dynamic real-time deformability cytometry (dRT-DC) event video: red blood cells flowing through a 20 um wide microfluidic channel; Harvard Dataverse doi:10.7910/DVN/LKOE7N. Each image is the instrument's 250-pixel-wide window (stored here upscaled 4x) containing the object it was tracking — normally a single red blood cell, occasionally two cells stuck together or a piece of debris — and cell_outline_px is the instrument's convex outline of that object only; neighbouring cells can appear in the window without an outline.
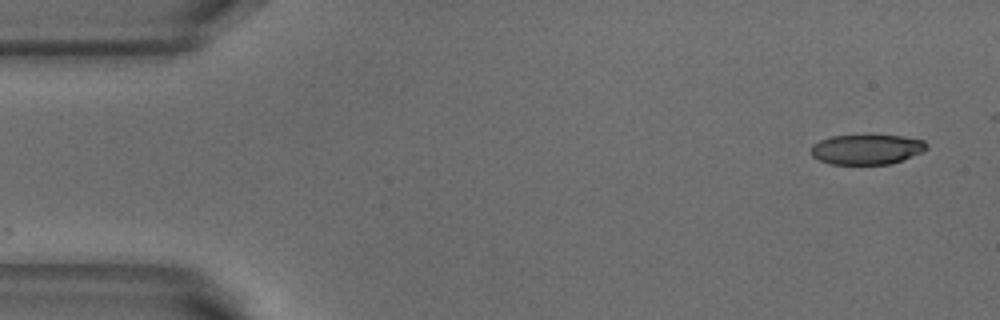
{"species": "common noctule bat (a hibernating species)", "species_latin": "Nyctalus noctula", "temperature_condition": "warm", "stored_images_in_passage": 17, "camera_frame_rate_fps": 3000, "um_per_image_px": 0.085, "animal": {"sex": "male", "body_mass_g": 18.8}, "frame": {"image": 1, "passage_image": 1, "time_ms": 0.0, "image_size_px": [1000, 320], "cell_outline_px": [[928, 148], [920, 152], [900, 160], [888, 164], [828, 164], [812, 156], [808, 152], [812, 144], [820, 140], [832, 136], [900, 136], [924, 140], [928, 144]], "centroid_in_image_um": [73.6, 12.7], "position_along_channel_um": 11.4, "area_um2": 20.0}}
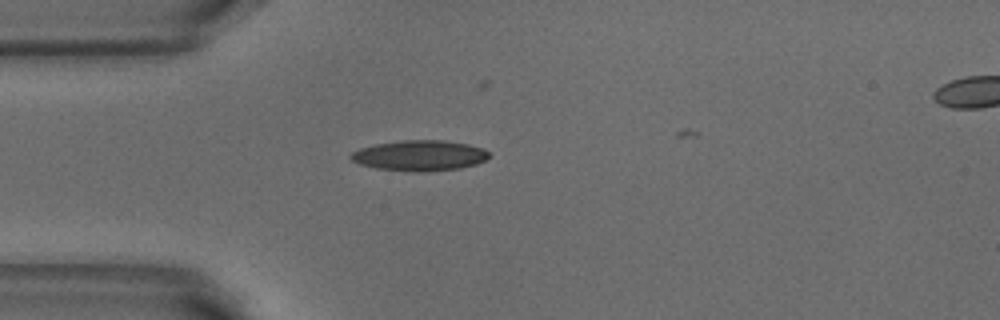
{"frame": {"image": 2, "passage_image": 12, "time_ms": 3.667, "image_size_px": [1000, 320], "cell_outline_px": [[492, 156], [476, 164], [460, 168], [428, 172], [412, 172], [376, 168], [360, 164], [352, 160], [348, 156], [352, 152], [360, 148], [376, 144], [400, 140], [444, 140], [468, 144], [484, 148], [492, 152]], "centroid_in_image_um": [35.71, 13.22], "position_along_channel_um": 49.3, "area_um2": 24.91}}